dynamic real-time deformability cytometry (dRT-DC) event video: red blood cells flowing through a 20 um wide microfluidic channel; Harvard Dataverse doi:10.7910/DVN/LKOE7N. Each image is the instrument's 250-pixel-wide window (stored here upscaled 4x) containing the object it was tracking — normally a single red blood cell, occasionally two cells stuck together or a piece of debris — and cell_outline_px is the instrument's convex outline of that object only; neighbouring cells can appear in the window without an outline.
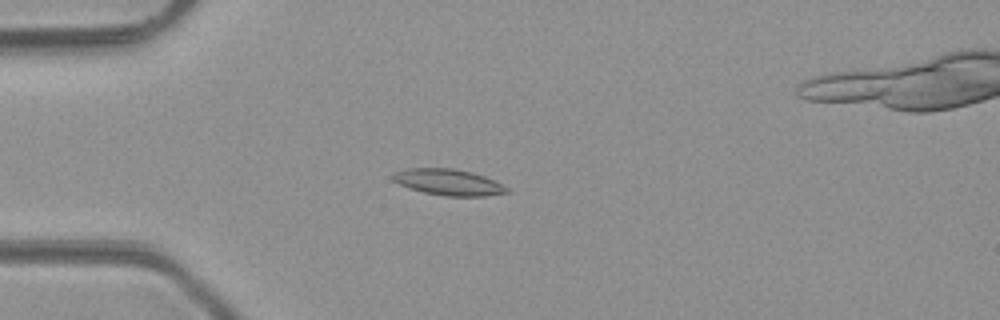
{"species": "common noctule bat (a hibernating species)", "species_latin": "Nyctalus noctula", "temperature_condition": "room temperature", "stored_images_in_passage": 49, "camera_frame_rate_fps": 3000, "um_per_image_px": 0.085, "animal": {"sex": "male", "body_mass_g": 23.1, "forearm_length_mm": 52.7}, "frame": {"image": 1, "passage_image": 13, "time_ms": 4.0, "image_size_px": [1000, 320], "cell_outline_px": [[512, 192], [484, 196], [444, 196], [424, 192], [408, 188], [392, 180], [392, 172], [404, 168], [452, 168], [472, 172], [484, 176], [508, 188]], "centroid_in_image_um": [38.07, 15.48], "position_along_channel_um": 46.9, "area_um2": 17.46}}
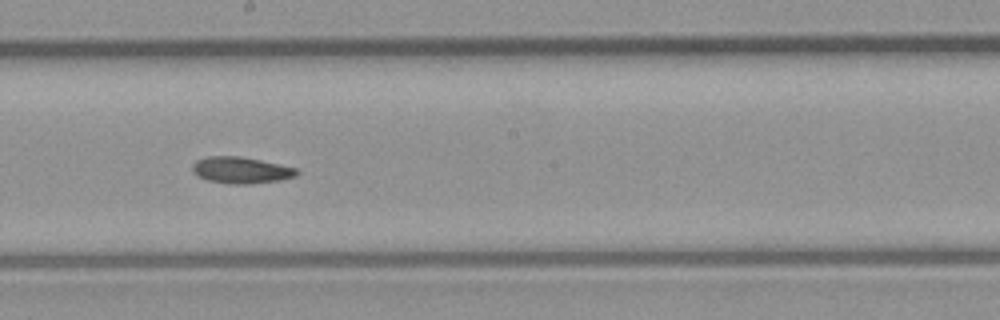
{"frame": {"image": 2, "passage_image": 27, "time_ms": 8.667, "image_size_px": [1000, 320], "cell_outline_px": [[300, 172], [296, 176], [280, 180], [248, 184], [228, 184], [208, 180], [192, 172], [192, 164], [196, 160], [208, 156], [240, 156], [300, 168]], "centroid_in_image_um": [20.52, 14.46], "position_along_channel_um": 227.7, "area_um2": 16.24}}
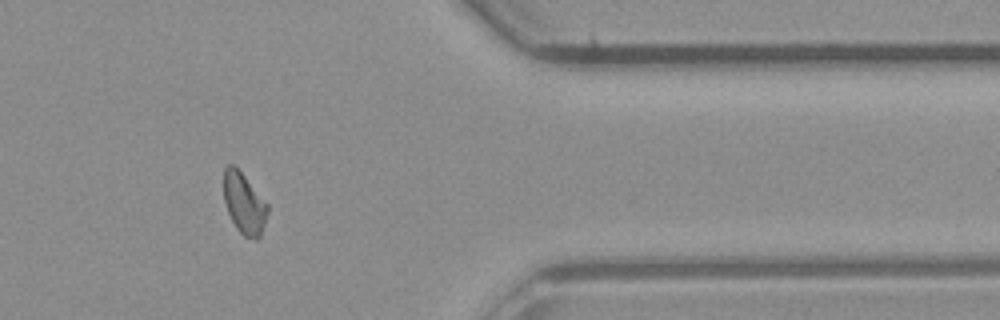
{"frame": {"image": 3, "passage_image": 40, "time_ms": 13.0, "image_size_px": [1000, 320], "cell_outline_px": [[268, 212], [260, 236], [256, 240], [244, 236], [236, 228], [228, 212], [224, 200], [224, 168], [228, 164], [232, 164], [244, 176], [268, 204]], "centroid_in_image_um": [20.75, 17.3], "position_along_channel_um": 390.7, "area_um2": 15.32}, "authors_computed_cell_mechanics": {"area_um2": 16.184, "velocity_mm_per_s": 4.2528, "shape_relaxation_time_tau1_ms": null, "shape_relaxation_time_tau2_ms": 6.0932, "deformation_change_tau1": null, "deformation_change_tau2": 0.1202}}